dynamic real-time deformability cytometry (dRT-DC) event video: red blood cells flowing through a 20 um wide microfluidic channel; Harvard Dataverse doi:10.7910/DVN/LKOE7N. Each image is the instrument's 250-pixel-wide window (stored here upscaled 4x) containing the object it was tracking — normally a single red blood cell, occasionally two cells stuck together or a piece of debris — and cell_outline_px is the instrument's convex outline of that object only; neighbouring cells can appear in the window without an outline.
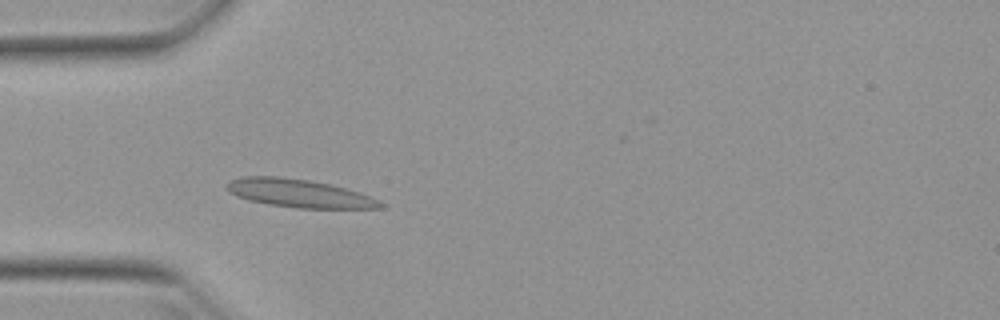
{"species": "Egyptian fruit bat (a non-hibernating species)", "species_latin": "Rousettus aegyptiacus", "temperature_condition": "warm", "stored_images_in_passage": 51, "camera_frame_rate_fps": 3000, "um_per_image_px": 0.085, "animal": {"sex": "female"}, "frame": {"image": 1, "passage_image": 14, "time_ms": 4.333, "image_size_px": [1000, 320], "cell_outline_px": [[384, 204], [380, 208], [296, 208], [268, 204], [248, 200], [236, 196], [228, 192], [224, 188], [224, 184], [240, 176], [280, 176], [308, 180], [328, 184], [360, 192]], "centroid_in_image_um": [25.31, 16.42], "position_along_channel_um": 59.7, "area_um2": 25.14}}
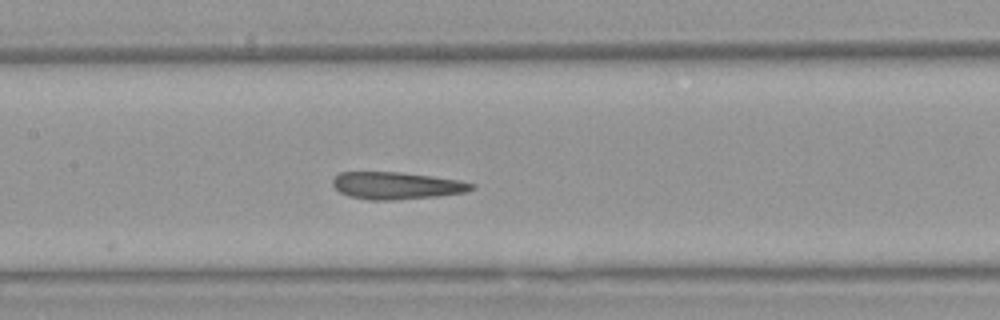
{"frame": {"image": 2, "passage_image": 23, "time_ms": 7.333, "image_size_px": [1000, 320], "cell_outline_px": [[476, 188], [464, 192], [436, 196], [392, 200], [372, 200], [348, 196], [340, 192], [332, 184], [332, 180], [340, 172], [400, 172], [432, 176], [460, 180], [476, 184]], "centroid_in_image_um": [33.72, 15.77], "position_along_channel_um": 173.7, "area_um2": 21.96}}
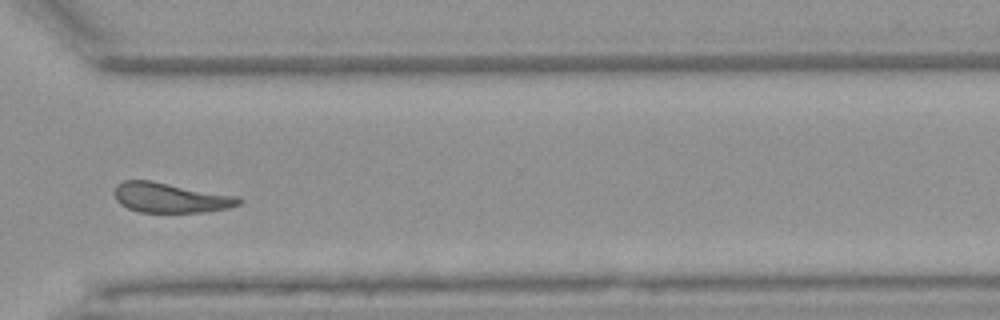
{"frame": {"image": 3, "passage_image": 37, "time_ms": 12.0, "image_size_px": [1000, 320], "cell_outline_px": [[244, 200], [240, 204], [228, 208], [208, 212], [140, 212], [128, 208], [120, 204], [116, 200], [116, 184], [124, 180], [152, 180], [240, 196]], "centroid_in_image_um": [14.55, 16.8], "position_along_channel_um": 356.0, "area_um2": 21.96}, "authors_computed_cell_mechanics": {"area_um2": 22.542, "velocity_mm_per_s": 3.9043, "shape_relaxation_time_tau1_ms": 5.2395, "shape_relaxation_time_tau2_ms": 1.6716, "deformation_change_tau1": 0.1524, "deformation_change_tau2": 0.1084}}